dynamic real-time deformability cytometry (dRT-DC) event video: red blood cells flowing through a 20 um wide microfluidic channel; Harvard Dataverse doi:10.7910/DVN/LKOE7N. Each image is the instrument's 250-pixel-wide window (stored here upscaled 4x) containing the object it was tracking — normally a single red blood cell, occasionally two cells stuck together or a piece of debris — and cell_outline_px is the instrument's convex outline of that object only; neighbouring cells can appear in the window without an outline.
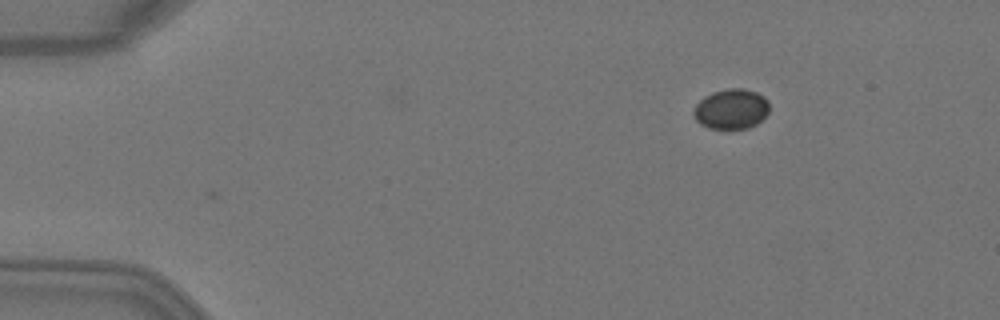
{"species": "Egyptian fruit bat (a non-hibernating species)", "species_latin": "Rousettus aegyptiacus", "temperature_condition": "warm", "stored_images_in_passage": 2, "camera_frame_rate_fps": 3000, "um_per_image_px": 0.085, "animal": {"sex": "female"}, "frame": {"image": 1, "passage_image": 2, "time_ms": 0.333, "image_size_px": [1000, 320], "cell_outline_px": [[768, 112], [756, 124], [748, 128], [728, 132], [708, 128], [700, 124], [696, 120], [692, 112], [696, 104], [704, 96], [712, 92], [728, 88], [744, 88], [756, 92], [764, 96], [768, 100]], "centroid_in_image_um": [62.13, 9.3], "position_along_channel_um": 22.9, "area_um2": 18.26}}